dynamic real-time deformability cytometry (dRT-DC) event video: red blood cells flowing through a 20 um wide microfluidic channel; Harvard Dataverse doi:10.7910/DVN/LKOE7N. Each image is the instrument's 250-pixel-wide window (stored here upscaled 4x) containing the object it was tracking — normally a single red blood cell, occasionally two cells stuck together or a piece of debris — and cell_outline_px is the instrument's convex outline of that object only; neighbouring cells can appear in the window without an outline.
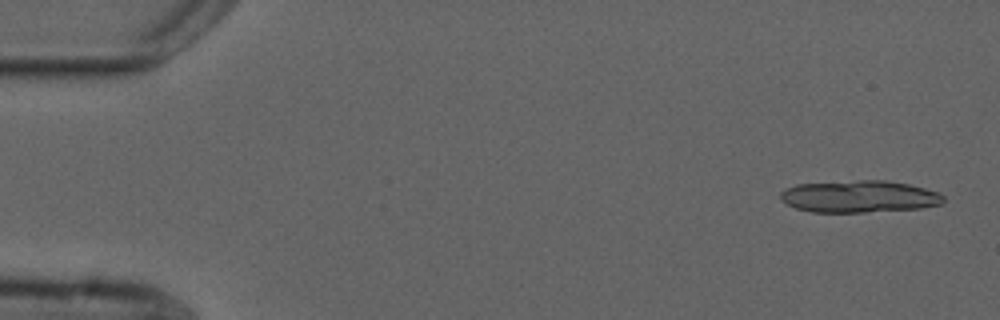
{"species": "common noctule bat (a hibernating species)", "species_latin": "Nyctalus noctula", "temperature_condition": "cold", "stored_images_in_passage": 4, "camera_frame_rate_fps": 3000, "um_per_image_px": 0.085, "animal": {"sex": "male", "forearm_length_mm": 52.5}, "frame": {"image": 1, "passage_image": 1, "time_ms": 0.0, "image_size_px": [1000, 320], "cell_outline_px": [[944, 200], [940, 204], [920, 208], [864, 212], [812, 212], [796, 208], [788, 204], [780, 196], [780, 192], [784, 188], [796, 184], [860, 180], [884, 180], [908, 184], [940, 192], [944, 196]], "centroid_in_image_um": [73.03, 16.7], "position_along_channel_um": 12.0, "area_um2": 30.35}}